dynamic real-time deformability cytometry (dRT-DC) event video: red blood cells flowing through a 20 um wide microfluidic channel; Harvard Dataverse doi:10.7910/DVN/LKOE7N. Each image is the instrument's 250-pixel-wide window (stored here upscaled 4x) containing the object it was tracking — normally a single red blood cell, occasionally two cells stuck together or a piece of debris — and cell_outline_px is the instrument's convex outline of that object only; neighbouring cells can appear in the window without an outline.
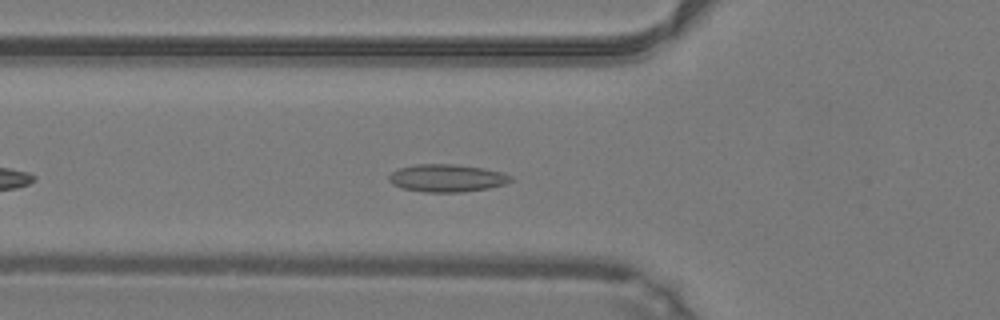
{"species": "common noctule bat (a hibernating species)", "species_latin": "Nyctalus noctula", "temperature_condition": "warm", "stored_images_in_passage": 38, "camera_frame_rate_fps": 3000, "um_per_image_px": 0.085, "animal": {"sex": "male", "body_mass_g": 19.2, "forearm_length_mm": 51.8}, "frame": {"image": 1, "passage_image": 8, "time_ms": 2.333, "image_size_px": [1000, 320], "cell_outline_px": [[512, 180], [504, 184], [488, 188], [464, 192], [424, 192], [400, 188], [392, 184], [388, 180], [388, 176], [392, 172], [400, 168], [416, 164], [452, 164], [484, 168], [500, 172], [512, 176]], "centroid_in_image_um": [37.95, 15.14], "position_along_channel_um": 87.8, "area_um2": 19.59}}
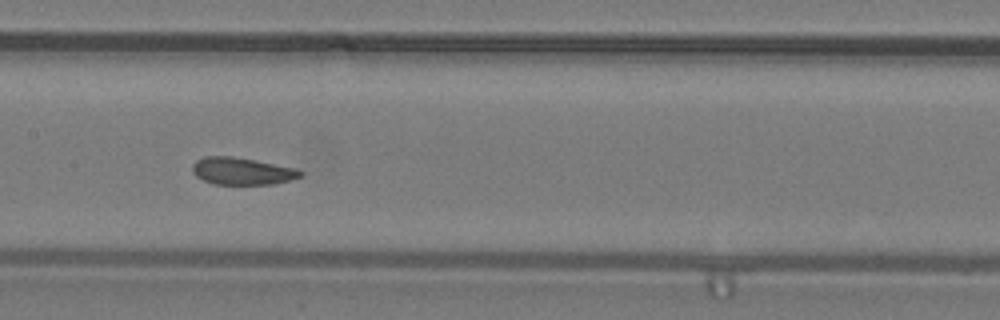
{"frame": {"image": 2, "passage_image": 15, "time_ms": 4.667, "image_size_px": [1000, 320], "cell_outline_px": [[304, 176], [276, 184], [212, 184], [196, 176], [192, 172], [192, 164], [196, 160], [204, 156], [232, 156], [296, 168], [304, 172]], "centroid_in_image_um": [20.58, 14.55], "position_along_channel_um": 186.8, "area_um2": 17.22}}
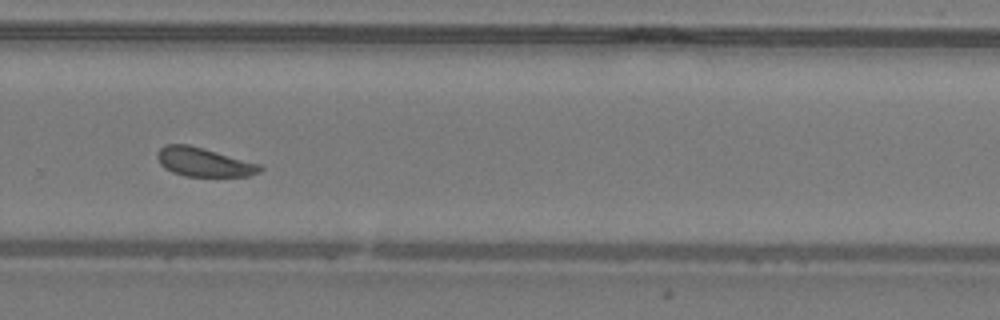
{"frame": {"image": 3, "passage_image": 24, "time_ms": 7.667, "image_size_px": [1000, 320], "cell_outline_px": [[264, 168], [260, 172], [248, 176], [184, 176], [172, 172], [164, 168], [160, 164], [156, 156], [156, 152], [164, 144], [188, 144], [260, 164]], "centroid_in_image_um": [17.29, 13.78], "position_along_channel_um": 312.5, "area_um2": 17.28}, "authors_computed_cell_mechanics": {"area_um2": 17.3978, "velocity_mm_per_s": 4.2138, "shape_relaxation_time_tau1_ms": 5.601, "shape_relaxation_time_tau2_ms": 1.683, "deformation_change_tau1": 0.1008, "deformation_change_tau2": 0.0803}}